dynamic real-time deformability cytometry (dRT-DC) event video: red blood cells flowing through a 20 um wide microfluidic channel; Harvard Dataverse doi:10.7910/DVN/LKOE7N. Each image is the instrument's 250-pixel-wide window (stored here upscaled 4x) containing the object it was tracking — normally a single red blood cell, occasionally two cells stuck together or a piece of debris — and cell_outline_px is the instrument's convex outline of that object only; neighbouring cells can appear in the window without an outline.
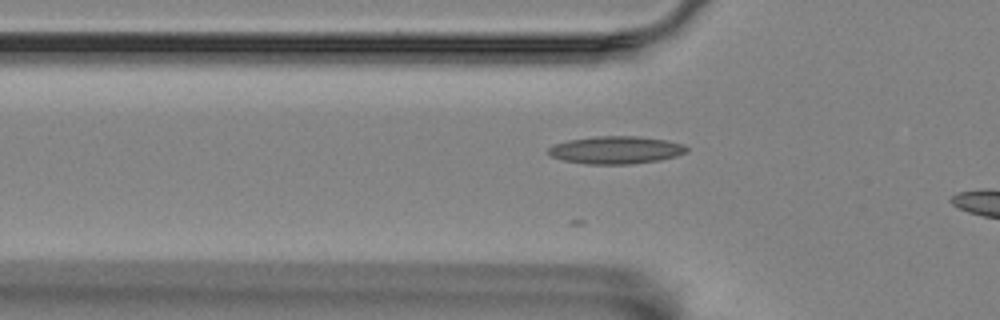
{"species": "Egyptian fruit bat (a non-hibernating species)", "species_latin": "Rousettus aegyptiacus", "temperature_condition": "room temperature", "stored_images_in_passage": 27, "camera_frame_rate_fps": 3000, "um_per_image_px": 0.085, "animal": {"sex": "female"}, "frame": {"image": 1, "passage_image": 13, "time_ms": 4.0, "image_size_px": [1000, 320], "cell_outline_px": [[688, 152], [676, 156], [660, 160], [632, 164], [588, 164], [564, 160], [552, 156], [548, 152], [548, 148], [552, 144], [568, 140], [596, 136], [636, 136], [668, 140], [684, 144], [688, 148]], "centroid_in_image_um": [52.38, 12.74], "position_along_channel_um": 73.4, "area_um2": 22.37}}